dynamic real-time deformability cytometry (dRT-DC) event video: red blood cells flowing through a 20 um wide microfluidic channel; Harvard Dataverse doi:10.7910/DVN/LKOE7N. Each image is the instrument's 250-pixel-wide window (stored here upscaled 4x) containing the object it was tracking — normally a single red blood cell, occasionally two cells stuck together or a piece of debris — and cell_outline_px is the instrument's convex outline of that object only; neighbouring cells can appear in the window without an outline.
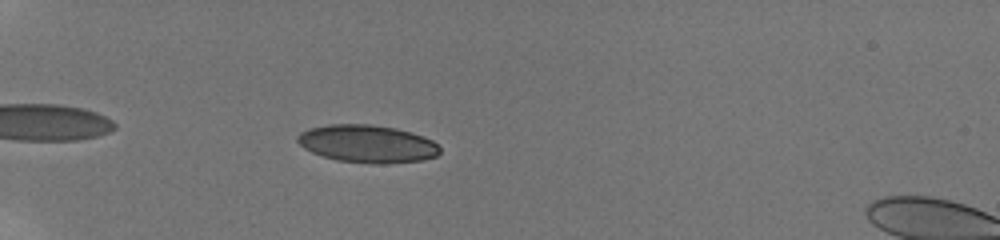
{"species": "human", "species_latin": "Homo sapiens", "temperature_condition": "room temperature", "stored_images_in_passage": 10, "camera_frame_rate_fps": 3000, "um_per_image_px": 0.085, "donor": {"sex": "male"}, "frame": {"image": 1, "passage_image": 4, "time_ms": 3.333, "image_size_px": [1000, 240], "cell_outline_px": [[440, 152], [436, 156], [424, 160], [384, 164], [372, 164], [336, 160], [312, 152], [304, 148], [296, 140], [296, 136], [300, 132], [308, 128], [328, 124], [372, 124], [396, 128], [412, 132], [424, 136], [432, 140], [440, 148]], "centroid_in_image_um": [31.22, 12.22], "position_along_channel_um": 53.8, "area_um2": 31.56}}
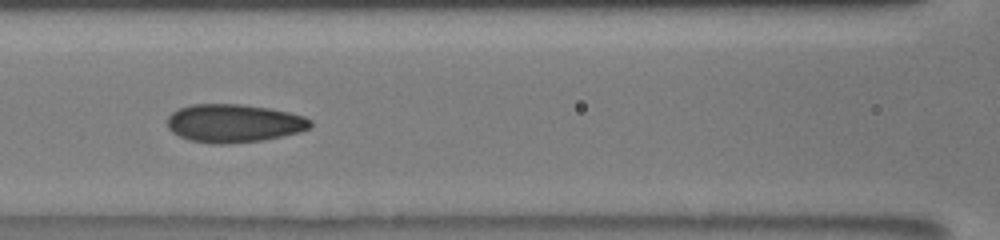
{"frame": {"image": 2, "passage_image": 7, "time_ms": 6.667, "image_size_px": [1000, 240], "cell_outline_px": [[312, 124], [308, 128], [300, 132], [284, 136], [264, 140], [228, 144], [212, 144], [188, 140], [172, 132], [168, 128], [168, 116], [172, 112], [180, 108], [192, 104], [240, 104], [268, 108], [288, 112], [304, 116], [312, 120]], "centroid_in_image_um": [19.88, 10.49], "position_along_channel_um": 146.7, "area_um2": 32.02}}
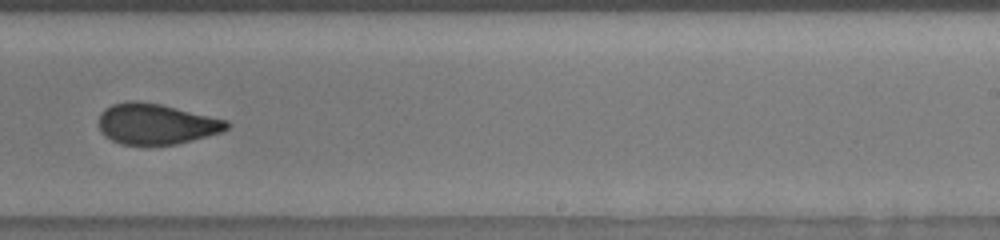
{"frame": {"image": 3, "passage_image": 10, "time_ms": 10.0, "image_size_px": [1000, 240], "cell_outline_px": [[228, 128], [220, 132], [208, 136], [176, 144], [120, 144], [104, 136], [100, 132], [100, 112], [104, 108], [112, 104], [124, 100], [136, 100], [160, 104], [228, 120]], "centroid_in_image_um": [13.23, 10.52], "position_along_channel_um": 275.8, "area_um2": 30.29}}